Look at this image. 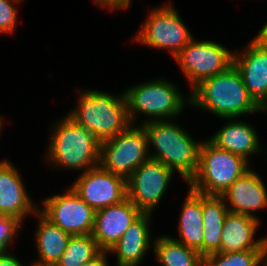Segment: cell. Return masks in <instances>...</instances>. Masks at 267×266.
<instances>
[{
  "mask_svg": "<svg viewBox=\"0 0 267 266\" xmlns=\"http://www.w3.org/2000/svg\"><path fill=\"white\" fill-rule=\"evenodd\" d=\"M191 90L189 105L205 109L221 120L266 112L249 95L234 65L224 73L202 80Z\"/></svg>",
  "mask_w": 267,
  "mask_h": 266,
  "instance_id": "obj_1",
  "label": "cell"
},
{
  "mask_svg": "<svg viewBox=\"0 0 267 266\" xmlns=\"http://www.w3.org/2000/svg\"><path fill=\"white\" fill-rule=\"evenodd\" d=\"M140 125L146 132L148 148L152 145L156 149L150 159L177 171L188 183L197 172L201 141L194 140L183 127L170 120L141 122Z\"/></svg>",
  "mask_w": 267,
  "mask_h": 266,
  "instance_id": "obj_2",
  "label": "cell"
},
{
  "mask_svg": "<svg viewBox=\"0 0 267 266\" xmlns=\"http://www.w3.org/2000/svg\"><path fill=\"white\" fill-rule=\"evenodd\" d=\"M78 99L67 115L100 142L112 139L131 125L124 92L115 96L88 89L80 92Z\"/></svg>",
  "mask_w": 267,
  "mask_h": 266,
  "instance_id": "obj_3",
  "label": "cell"
},
{
  "mask_svg": "<svg viewBox=\"0 0 267 266\" xmlns=\"http://www.w3.org/2000/svg\"><path fill=\"white\" fill-rule=\"evenodd\" d=\"M56 122L49 138L48 163L82 172L99 166L101 142L68 115Z\"/></svg>",
  "mask_w": 267,
  "mask_h": 266,
  "instance_id": "obj_4",
  "label": "cell"
},
{
  "mask_svg": "<svg viewBox=\"0 0 267 266\" xmlns=\"http://www.w3.org/2000/svg\"><path fill=\"white\" fill-rule=\"evenodd\" d=\"M204 141L199 148L197 172L187 183L188 188L203 195L221 196L251 166L242 156L220 149L208 139Z\"/></svg>",
  "mask_w": 267,
  "mask_h": 266,
  "instance_id": "obj_5",
  "label": "cell"
},
{
  "mask_svg": "<svg viewBox=\"0 0 267 266\" xmlns=\"http://www.w3.org/2000/svg\"><path fill=\"white\" fill-rule=\"evenodd\" d=\"M124 95L131 124L138 118V113L149 116L143 123L173 120L184 112L185 104H190L189 95L186 98L173 82L163 78L128 87Z\"/></svg>",
  "mask_w": 267,
  "mask_h": 266,
  "instance_id": "obj_6",
  "label": "cell"
},
{
  "mask_svg": "<svg viewBox=\"0 0 267 266\" xmlns=\"http://www.w3.org/2000/svg\"><path fill=\"white\" fill-rule=\"evenodd\" d=\"M147 135L140 124H131L112 139L101 142L99 166L126 181L150 159Z\"/></svg>",
  "mask_w": 267,
  "mask_h": 266,
  "instance_id": "obj_7",
  "label": "cell"
},
{
  "mask_svg": "<svg viewBox=\"0 0 267 266\" xmlns=\"http://www.w3.org/2000/svg\"><path fill=\"white\" fill-rule=\"evenodd\" d=\"M134 41L149 48L166 49L173 58L194 38L169 2L149 11Z\"/></svg>",
  "mask_w": 267,
  "mask_h": 266,
  "instance_id": "obj_8",
  "label": "cell"
},
{
  "mask_svg": "<svg viewBox=\"0 0 267 266\" xmlns=\"http://www.w3.org/2000/svg\"><path fill=\"white\" fill-rule=\"evenodd\" d=\"M234 51L215 41L193 38L175 57L193 89L202 80L224 73L233 65Z\"/></svg>",
  "mask_w": 267,
  "mask_h": 266,
  "instance_id": "obj_9",
  "label": "cell"
},
{
  "mask_svg": "<svg viewBox=\"0 0 267 266\" xmlns=\"http://www.w3.org/2000/svg\"><path fill=\"white\" fill-rule=\"evenodd\" d=\"M38 211L51 223L71 236L92 234L95 211L79 195L68 188L66 193L45 198Z\"/></svg>",
  "mask_w": 267,
  "mask_h": 266,
  "instance_id": "obj_10",
  "label": "cell"
},
{
  "mask_svg": "<svg viewBox=\"0 0 267 266\" xmlns=\"http://www.w3.org/2000/svg\"><path fill=\"white\" fill-rule=\"evenodd\" d=\"M174 173L163 163L148 159L127 180V198L143 213H153Z\"/></svg>",
  "mask_w": 267,
  "mask_h": 266,
  "instance_id": "obj_11",
  "label": "cell"
},
{
  "mask_svg": "<svg viewBox=\"0 0 267 266\" xmlns=\"http://www.w3.org/2000/svg\"><path fill=\"white\" fill-rule=\"evenodd\" d=\"M79 176L70 186L94 211L127 198V181L100 166L88 169Z\"/></svg>",
  "mask_w": 267,
  "mask_h": 266,
  "instance_id": "obj_12",
  "label": "cell"
},
{
  "mask_svg": "<svg viewBox=\"0 0 267 266\" xmlns=\"http://www.w3.org/2000/svg\"><path fill=\"white\" fill-rule=\"evenodd\" d=\"M233 65L249 95L267 111V47L252 38L244 49L234 52Z\"/></svg>",
  "mask_w": 267,
  "mask_h": 266,
  "instance_id": "obj_13",
  "label": "cell"
},
{
  "mask_svg": "<svg viewBox=\"0 0 267 266\" xmlns=\"http://www.w3.org/2000/svg\"><path fill=\"white\" fill-rule=\"evenodd\" d=\"M143 212L128 198L95 211L92 236L101 251L108 252Z\"/></svg>",
  "mask_w": 267,
  "mask_h": 266,
  "instance_id": "obj_14",
  "label": "cell"
},
{
  "mask_svg": "<svg viewBox=\"0 0 267 266\" xmlns=\"http://www.w3.org/2000/svg\"><path fill=\"white\" fill-rule=\"evenodd\" d=\"M9 160L0 161V215L13 216L24 221L39 206L29 196L22 176Z\"/></svg>",
  "mask_w": 267,
  "mask_h": 266,
  "instance_id": "obj_15",
  "label": "cell"
},
{
  "mask_svg": "<svg viewBox=\"0 0 267 266\" xmlns=\"http://www.w3.org/2000/svg\"><path fill=\"white\" fill-rule=\"evenodd\" d=\"M221 197L229 212L245 214L255 219L259 217L253 214L254 211L267 209V189L260 175L253 169L238 178Z\"/></svg>",
  "mask_w": 267,
  "mask_h": 266,
  "instance_id": "obj_16",
  "label": "cell"
},
{
  "mask_svg": "<svg viewBox=\"0 0 267 266\" xmlns=\"http://www.w3.org/2000/svg\"><path fill=\"white\" fill-rule=\"evenodd\" d=\"M260 220L245 214L228 212L222 227L221 253L244 250H267V236L255 240Z\"/></svg>",
  "mask_w": 267,
  "mask_h": 266,
  "instance_id": "obj_17",
  "label": "cell"
},
{
  "mask_svg": "<svg viewBox=\"0 0 267 266\" xmlns=\"http://www.w3.org/2000/svg\"><path fill=\"white\" fill-rule=\"evenodd\" d=\"M152 213H142L111 248L108 253H115L117 266H139L150 248Z\"/></svg>",
  "mask_w": 267,
  "mask_h": 266,
  "instance_id": "obj_18",
  "label": "cell"
},
{
  "mask_svg": "<svg viewBox=\"0 0 267 266\" xmlns=\"http://www.w3.org/2000/svg\"><path fill=\"white\" fill-rule=\"evenodd\" d=\"M236 119L229 118V122L226 118L228 121L226 125L224 124L208 140L216 147L242 156L249 161V156L261 152L258 131L252 124Z\"/></svg>",
  "mask_w": 267,
  "mask_h": 266,
  "instance_id": "obj_19",
  "label": "cell"
},
{
  "mask_svg": "<svg viewBox=\"0 0 267 266\" xmlns=\"http://www.w3.org/2000/svg\"><path fill=\"white\" fill-rule=\"evenodd\" d=\"M178 222L179 238L175 239L203 256V213L202 194L190 188L182 204Z\"/></svg>",
  "mask_w": 267,
  "mask_h": 266,
  "instance_id": "obj_20",
  "label": "cell"
},
{
  "mask_svg": "<svg viewBox=\"0 0 267 266\" xmlns=\"http://www.w3.org/2000/svg\"><path fill=\"white\" fill-rule=\"evenodd\" d=\"M36 214L38 226L35 231V244L39 258L30 265L54 266L65 252L71 235L51 223L39 211Z\"/></svg>",
  "mask_w": 267,
  "mask_h": 266,
  "instance_id": "obj_21",
  "label": "cell"
},
{
  "mask_svg": "<svg viewBox=\"0 0 267 266\" xmlns=\"http://www.w3.org/2000/svg\"><path fill=\"white\" fill-rule=\"evenodd\" d=\"M221 196L202 194L203 256L220 251L222 227L229 212Z\"/></svg>",
  "mask_w": 267,
  "mask_h": 266,
  "instance_id": "obj_22",
  "label": "cell"
},
{
  "mask_svg": "<svg viewBox=\"0 0 267 266\" xmlns=\"http://www.w3.org/2000/svg\"><path fill=\"white\" fill-rule=\"evenodd\" d=\"M153 251L161 266H201L202 255L175 237L161 235L153 241Z\"/></svg>",
  "mask_w": 267,
  "mask_h": 266,
  "instance_id": "obj_23",
  "label": "cell"
},
{
  "mask_svg": "<svg viewBox=\"0 0 267 266\" xmlns=\"http://www.w3.org/2000/svg\"><path fill=\"white\" fill-rule=\"evenodd\" d=\"M100 252L92 234L71 236L65 252L54 266H82Z\"/></svg>",
  "mask_w": 267,
  "mask_h": 266,
  "instance_id": "obj_24",
  "label": "cell"
},
{
  "mask_svg": "<svg viewBox=\"0 0 267 266\" xmlns=\"http://www.w3.org/2000/svg\"><path fill=\"white\" fill-rule=\"evenodd\" d=\"M266 257L267 250L217 252L203 256L201 266H260Z\"/></svg>",
  "mask_w": 267,
  "mask_h": 266,
  "instance_id": "obj_25",
  "label": "cell"
},
{
  "mask_svg": "<svg viewBox=\"0 0 267 266\" xmlns=\"http://www.w3.org/2000/svg\"><path fill=\"white\" fill-rule=\"evenodd\" d=\"M23 0H0V33H13L17 23L16 5Z\"/></svg>",
  "mask_w": 267,
  "mask_h": 266,
  "instance_id": "obj_26",
  "label": "cell"
},
{
  "mask_svg": "<svg viewBox=\"0 0 267 266\" xmlns=\"http://www.w3.org/2000/svg\"><path fill=\"white\" fill-rule=\"evenodd\" d=\"M22 221L13 216L0 215V246L8 251L9 245L14 242Z\"/></svg>",
  "mask_w": 267,
  "mask_h": 266,
  "instance_id": "obj_27",
  "label": "cell"
},
{
  "mask_svg": "<svg viewBox=\"0 0 267 266\" xmlns=\"http://www.w3.org/2000/svg\"><path fill=\"white\" fill-rule=\"evenodd\" d=\"M97 5L99 4V6L101 5L102 7H106L105 9L108 8L111 9V11L113 10H126L128 8H130L131 5V0H93Z\"/></svg>",
  "mask_w": 267,
  "mask_h": 266,
  "instance_id": "obj_28",
  "label": "cell"
},
{
  "mask_svg": "<svg viewBox=\"0 0 267 266\" xmlns=\"http://www.w3.org/2000/svg\"><path fill=\"white\" fill-rule=\"evenodd\" d=\"M9 252V253H8ZM0 266H25L15 257V255L10 254V250L4 252L0 256Z\"/></svg>",
  "mask_w": 267,
  "mask_h": 266,
  "instance_id": "obj_29",
  "label": "cell"
},
{
  "mask_svg": "<svg viewBox=\"0 0 267 266\" xmlns=\"http://www.w3.org/2000/svg\"><path fill=\"white\" fill-rule=\"evenodd\" d=\"M108 254V252L101 251L94 259L84 263L82 266H110L107 262Z\"/></svg>",
  "mask_w": 267,
  "mask_h": 266,
  "instance_id": "obj_30",
  "label": "cell"
},
{
  "mask_svg": "<svg viewBox=\"0 0 267 266\" xmlns=\"http://www.w3.org/2000/svg\"><path fill=\"white\" fill-rule=\"evenodd\" d=\"M265 25L259 30L258 34L255 35L253 39H255L260 45L267 47V22Z\"/></svg>",
  "mask_w": 267,
  "mask_h": 266,
  "instance_id": "obj_31",
  "label": "cell"
},
{
  "mask_svg": "<svg viewBox=\"0 0 267 266\" xmlns=\"http://www.w3.org/2000/svg\"><path fill=\"white\" fill-rule=\"evenodd\" d=\"M262 266H267V257L264 259Z\"/></svg>",
  "mask_w": 267,
  "mask_h": 266,
  "instance_id": "obj_32",
  "label": "cell"
},
{
  "mask_svg": "<svg viewBox=\"0 0 267 266\" xmlns=\"http://www.w3.org/2000/svg\"><path fill=\"white\" fill-rule=\"evenodd\" d=\"M4 252H6V251L0 246V256H1Z\"/></svg>",
  "mask_w": 267,
  "mask_h": 266,
  "instance_id": "obj_33",
  "label": "cell"
},
{
  "mask_svg": "<svg viewBox=\"0 0 267 266\" xmlns=\"http://www.w3.org/2000/svg\"><path fill=\"white\" fill-rule=\"evenodd\" d=\"M2 117H3V116H0V125H3V123H4V122H3L4 119H3Z\"/></svg>",
  "mask_w": 267,
  "mask_h": 266,
  "instance_id": "obj_34",
  "label": "cell"
}]
</instances>
